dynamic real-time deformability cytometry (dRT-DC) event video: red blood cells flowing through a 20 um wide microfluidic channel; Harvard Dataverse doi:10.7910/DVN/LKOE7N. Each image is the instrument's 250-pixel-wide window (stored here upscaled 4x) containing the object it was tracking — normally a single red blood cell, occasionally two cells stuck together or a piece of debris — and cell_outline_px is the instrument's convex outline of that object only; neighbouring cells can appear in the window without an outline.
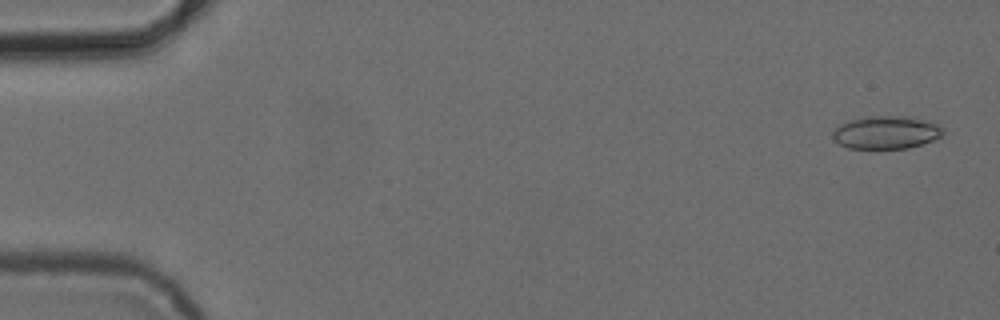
{"species": "common noctule bat (a hibernating species)", "species_latin": "Nyctalus noctula", "temperature_condition": "cold", "stored_images_in_passage": 53, "camera_frame_rate_fps": 3000, "um_per_image_px": 0.085, "animal": {"sex": "female", "body_mass_g": 24.6, "forearm_length_mm": 56.2}, "frame": {"image": 1, "passage_image": 2, "time_ms": 0.333, "image_size_px": [1000, 320], "cell_outline_px": [[944, 136], [908, 148], [848, 148], [832, 140], [832, 132], [840, 124], [864, 116], [904, 116], [936, 124], [944, 128]], "centroid_in_image_um": [75.29, 11.26], "position_along_channel_um": 9.7, "area_um2": 20.98}}
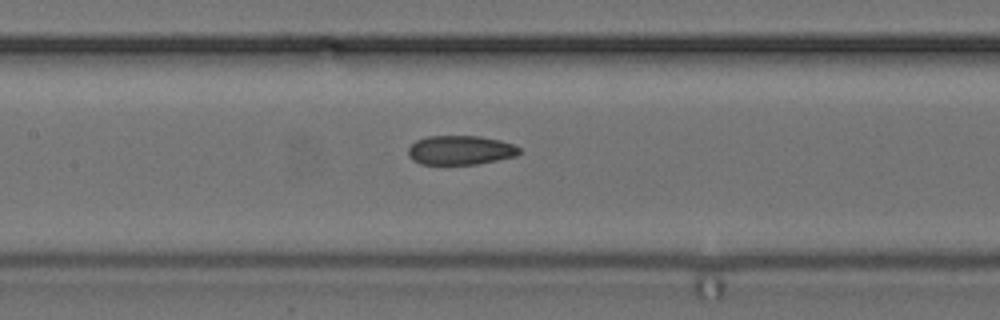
{"frame": {"image": 2, "passage_image": 25, "time_ms": 8.0, "image_size_px": [1000, 320], "cell_outline_px": [[520, 152], [516, 156], [476, 164], [420, 164], [412, 160], [408, 156], [408, 148], [416, 140], [428, 136], [480, 136], [500, 140], [512, 144], [520, 148]], "centroid_in_image_um": [39.11, 12.76], "position_along_channel_um": 168.3, "area_um2": 18.9}}
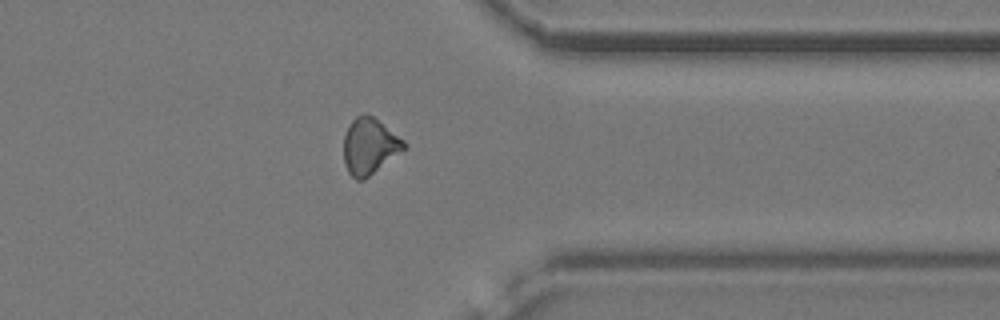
{"frame": {"image": 3, "passage_image": 42, "time_ms": 13.667, "image_size_px": [1000, 320], "cell_outline_px": [[404, 148], [364, 180], [356, 180], [348, 172], [344, 164], [344, 136], [348, 124], [360, 112], [364, 112], [372, 116], [404, 140]], "centroid_in_image_um": [31.34, 12.4], "position_along_channel_um": 380.1, "area_um2": 19.42}, "authors_computed_cell_mechanics": {"area_um2": 19.7676, "velocity_mm_per_s": 3.8767, "shape_relaxation_time_tau1_ms": null, "shape_relaxation_time_tau2_ms": 3.2259, "deformation_change_tau1": null, "deformation_change_tau2": 0.0929}}